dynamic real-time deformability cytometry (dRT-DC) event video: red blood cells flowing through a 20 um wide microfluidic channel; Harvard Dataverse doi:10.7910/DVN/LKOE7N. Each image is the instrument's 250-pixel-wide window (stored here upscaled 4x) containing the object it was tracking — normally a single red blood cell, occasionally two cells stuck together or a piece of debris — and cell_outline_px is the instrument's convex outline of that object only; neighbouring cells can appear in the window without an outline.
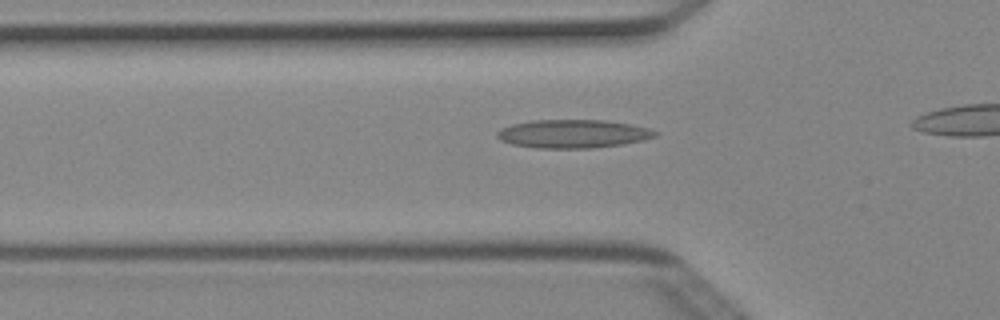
{"species": "Egyptian fruit bat (a non-hibernating species)", "species_latin": "Rousettus aegyptiacus", "temperature_condition": "cold", "stored_images_in_passage": 32, "camera_frame_rate_fps": 3000, "um_per_image_px": 0.085, "animal": {"sex": "female"}, "frame": {"image": 1, "passage_image": 8, "time_ms": 2.333, "image_size_px": [1000, 320], "cell_outline_px": [[660, 132], [656, 136], [644, 140], [624, 144], [592, 148], [536, 148], [512, 144], [500, 140], [496, 136], [496, 132], [500, 128], [512, 124], [532, 120], [604, 120], [632, 124], [648, 128]], "centroid_in_image_um": [48.71, 11.37], "position_along_channel_um": 77.1, "area_um2": 26.36}}
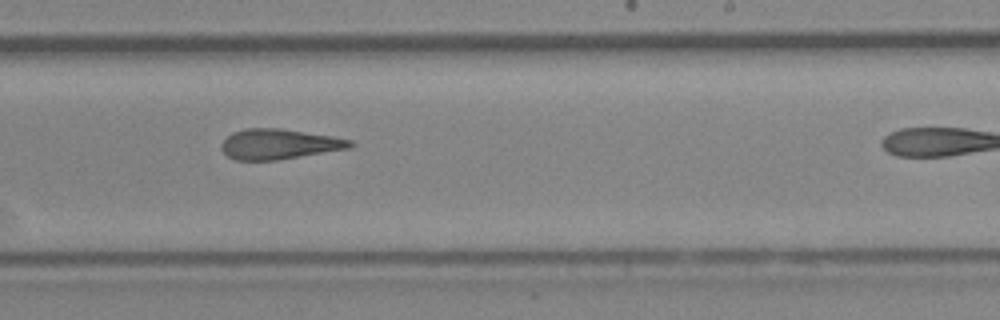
{"frame": {"image": 2, "passage_image": 22, "time_ms": 7.0, "image_size_px": [1000, 320], "cell_outline_px": [[356, 144], [352, 148], [276, 160], [236, 160], [228, 156], [220, 148], [220, 144], [232, 132], [244, 128], [280, 128], [332, 136], [352, 140]], "centroid_in_image_um": [23.73, 12.24], "position_along_channel_um": 265.3, "area_um2": 22.77}}
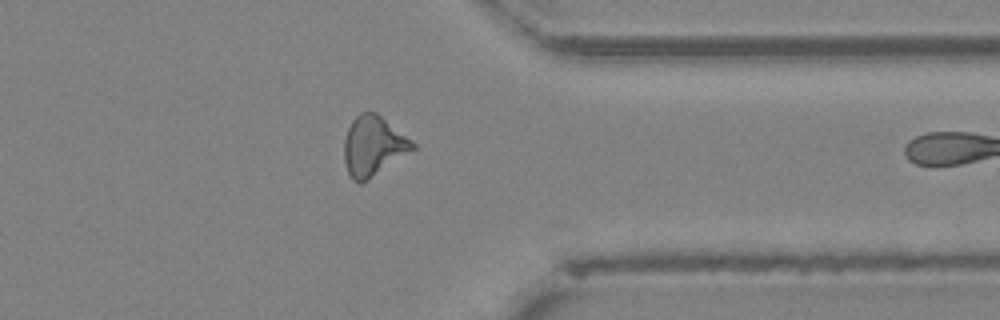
{"frame": {"image": 3, "passage_image": 31, "time_ms": 10.0, "image_size_px": [1000, 320], "cell_outline_px": [[416, 148], [368, 180], [360, 184], [352, 180], [344, 164], [344, 140], [348, 128], [352, 120], [360, 112], [376, 112], [412, 140], [416, 144]], "centroid_in_image_um": [31.71, 12.42], "position_along_channel_um": 379.7, "area_um2": 23.87}}